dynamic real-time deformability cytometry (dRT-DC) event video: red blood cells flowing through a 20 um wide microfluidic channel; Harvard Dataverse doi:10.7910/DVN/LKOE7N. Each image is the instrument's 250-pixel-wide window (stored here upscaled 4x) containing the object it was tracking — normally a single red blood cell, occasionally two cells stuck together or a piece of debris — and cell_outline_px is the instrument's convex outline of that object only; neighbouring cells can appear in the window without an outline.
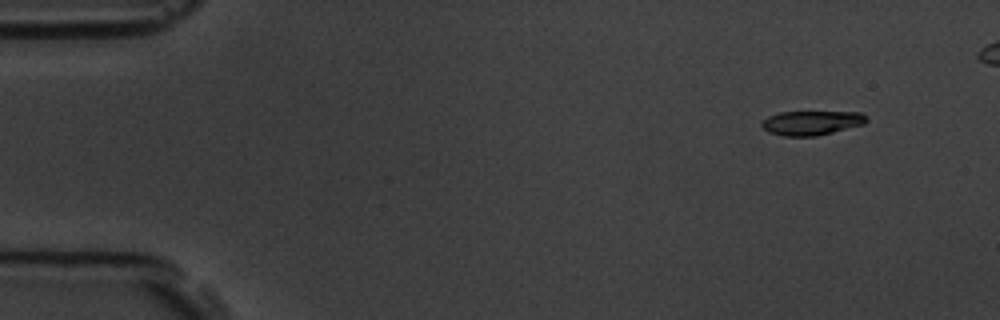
{"species": "common noctule bat (a hibernating species)", "species_latin": "Nyctalus noctula", "temperature_condition": "room temperature", "stored_images_in_passage": 5, "camera_frame_rate_fps": 3000, "um_per_image_px": 0.085, "animal": {"sex": "male", "body_mass_g": 19.5, "forearm_length_mm": 54.6}, "frame": {"image": 1, "passage_image": 1, "time_ms": 0.0, "image_size_px": [1000, 320], "cell_outline_px": [[868, 120], [864, 124], [816, 136], [784, 136], [768, 132], [760, 124], [768, 116], [780, 112], [860, 112]], "centroid_in_image_um": [68.96, 10.44], "position_along_channel_um": 16.0, "area_um2": 14.68}}